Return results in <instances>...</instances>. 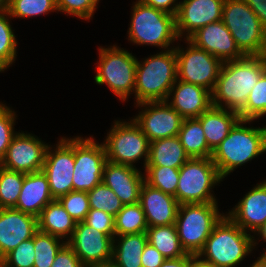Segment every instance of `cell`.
<instances>
[{
	"label": "cell",
	"instance_id": "obj_1",
	"mask_svg": "<svg viewBox=\"0 0 266 267\" xmlns=\"http://www.w3.org/2000/svg\"><path fill=\"white\" fill-rule=\"evenodd\" d=\"M266 71V55L244 56L241 59L223 62L214 90L212 106L240 112L261 75Z\"/></svg>",
	"mask_w": 266,
	"mask_h": 267
},
{
	"label": "cell",
	"instance_id": "obj_2",
	"mask_svg": "<svg viewBox=\"0 0 266 267\" xmlns=\"http://www.w3.org/2000/svg\"><path fill=\"white\" fill-rule=\"evenodd\" d=\"M251 120H239L228 136L212 152L211 160L223 179L237 166L252 160L266 151V127L247 128L242 124Z\"/></svg>",
	"mask_w": 266,
	"mask_h": 267
},
{
	"label": "cell",
	"instance_id": "obj_3",
	"mask_svg": "<svg viewBox=\"0 0 266 267\" xmlns=\"http://www.w3.org/2000/svg\"><path fill=\"white\" fill-rule=\"evenodd\" d=\"M174 83H177L175 48L151 56L142 64L137 61L134 89L137 103L168 101Z\"/></svg>",
	"mask_w": 266,
	"mask_h": 267
},
{
	"label": "cell",
	"instance_id": "obj_4",
	"mask_svg": "<svg viewBox=\"0 0 266 267\" xmlns=\"http://www.w3.org/2000/svg\"><path fill=\"white\" fill-rule=\"evenodd\" d=\"M228 216H223L213 227L211 235L198 253L215 267H233L243 260L254 246V239Z\"/></svg>",
	"mask_w": 266,
	"mask_h": 267
},
{
	"label": "cell",
	"instance_id": "obj_5",
	"mask_svg": "<svg viewBox=\"0 0 266 267\" xmlns=\"http://www.w3.org/2000/svg\"><path fill=\"white\" fill-rule=\"evenodd\" d=\"M222 21L244 56L266 55V28L244 0H224Z\"/></svg>",
	"mask_w": 266,
	"mask_h": 267
},
{
	"label": "cell",
	"instance_id": "obj_6",
	"mask_svg": "<svg viewBox=\"0 0 266 267\" xmlns=\"http://www.w3.org/2000/svg\"><path fill=\"white\" fill-rule=\"evenodd\" d=\"M217 208V202L179 205L175 227L187 254L198 255L204 247L213 227L224 216Z\"/></svg>",
	"mask_w": 266,
	"mask_h": 267
},
{
	"label": "cell",
	"instance_id": "obj_7",
	"mask_svg": "<svg viewBox=\"0 0 266 267\" xmlns=\"http://www.w3.org/2000/svg\"><path fill=\"white\" fill-rule=\"evenodd\" d=\"M128 32L133 43L162 48H167L178 38L175 15L147 6L140 0L134 5Z\"/></svg>",
	"mask_w": 266,
	"mask_h": 267
},
{
	"label": "cell",
	"instance_id": "obj_8",
	"mask_svg": "<svg viewBox=\"0 0 266 267\" xmlns=\"http://www.w3.org/2000/svg\"><path fill=\"white\" fill-rule=\"evenodd\" d=\"M221 179L211 158H190L179 169V182L174 197L179 205L216 202L210 189Z\"/></svg>",
	"mask_w": 266,
	"mask_h": 267
},
{
	"label": "cell",
	"instance_id": "obj_9",
	"mask_svg": "<svg viewBox=\"0 0 266 267\" xmlns=\"http://www.w3.org/2000/svg\"><path fill=\"white\" fill-rule=\"evenodd\" d=\"M100 64L94 77L97 84L106 83L120 99L124 100L135 89L137 59L128 51L115 46L100 48Z\"/></svg>",
	"mask_w": 266,
	"mask_h": 267
},
{
	"label": "cell",
	"instance_id": "obj_10",
	"mask_svg": "<svg viewBox=\"0 0 266 267\" xmlns=\"http://www.w3.org/2000/svg\"><path fill=\"white\" fill-rule=\"evenodd\" d=\"M132 121L131 124L116 121L107 136L106 143L103 144L106 158L114 164L133 166L132 163L144 155V167H146L150 142L139 125L134 120Z\"/></svg>",
	"mask_w": 266,
	"mask_h": 267
},
{
	"label": "cell",
	"instance_id": "obj_11",
	"mask_svg": "<svg viewBox=\"0 0 266 267\" xmlns=\"http://www.w3.org/2000/svg\"><path fill=\"white\" fill-rule=\"evenodd\" d=\"M187 41L190 47L185 52L179 47L175 48L177 79L201 86L212 93L223 62L207 51L196 47L189 40Z\"/></svg>",
	"mask_w": 266,
	"mask_h": 267
},
{
	"label": "cell",
	"instance_id": "obj_12",
	"mask_svg": "<svg viewBox=\"0 0 266 267\" xmlns=\"http://www.w3.org/2000/svg\"><path fill=\"white\" fill-rule=\"evenodd\" d=\"M73 191L92 190L102 183L103 169L107 162L105 147L91 138L74 139Z\"/></svg>",
	"mask_w": 266,
	"mask_h": 267
},
{
	"label": "cell",
	"instance_id": "obj_13",
	"mask_svg": "<svg viewBox=\"0 0 266 267\" xmlns=\"http://www.w3.org/2000/svg\"><path fill=\"white\" fill-rule=\"evenodd\" d=\"M46 151L42 172L47 176L49 189L54 200L73 191L74 139L62 138L55 153Z\"/></svg>",
	"mask_w": 266,
	"mask_h": 267
},
{
	"label": "cell",
	"instance_id": "obj_14",
	"mask_svg": "<svg viewBox=\"0 0 266 267\" xmlns=\"http://www.w3.org/2000/svg\"><path fill=\"white\" fill-rule=\"evenodd\" d=\"M66 243L74 250L81 263L88 266L111 261L115 240L83 221L77 222L72 236Z\"/></svg>",
	"mask_w": 266,
	"mask_h": 267
},
{
	"label": "cell",
	"instance_id": "obj_15",
	"mask_svg": "<svg viewBox=\"0 0 266 267\" xmlns=\"http://www.w3.org/2000/svg\"><path fill=\"white\" fill-rule=\"evenodd\" d=\"M48 145L25 133L16 134L0 166L23 173L42 171Z\"/></svg>",
	"mask_w": 266,
	"mask_h": 267
},
{
	"label": "cell",
	"instance_id": "obj_16",
	"mask_svg": "<svg viewBox=\"0 0 266 267\" xmlns=\"http://www.w3.org/2000/svg\"><path fill=\"white\" fill-rule=\"evenodd\" d=\"M138 105H150V109H145L133 119L149 142L178 136L184 118L167 101H148L138 103Z\"/></svg>",
	"mask_w": 266,
	"mask_h": 267
},
{
	"label": "cell",
	"instance_id": "obj_17",
	"mask_svg": "<svg viewBox=\"0 0 266 267\" xmlns=\"http://www.w3.org/2000/svg\"><path fill=\"white\" fill-rule=\"evenodd\" d=\"M224 0H184L175 16L178 38L187 30L188 40L201 27L222 20Z\"/></svg>",
	"mask_w": 266,
	"mask_h": 267
},
{
	"label": "cell",
	"instance_id": "obj_18",
	"mask_svg": "<svg viewBox=\"0 0 266 267\" xmlns=\"http://www.w3.org/2000/svg\"><path fill=\"white\" fill-rule=\"evenodd\" d=\"M37 231V217L15 208H0V259Z\"/></svg>",
	"mask_w": 266,
	"mask_h": 267
},
{
	"label": "cell",
	"instance_id": "obj_19",
	"mask_svg": "<svg viewBox=\"0 0 266 267\" xmlns=\"http://www.w3.org/2000/svg\"><path fill=\"white\" fill-rule=\"evenodd\" d=\"M188 40L222 62L244 57L222 20L201 27Z\"/></svg>",
	"mask_w": 266,
	"mask_h": 267
},
{
	"label": "cell",
	"instance_id": "obj_20",
	"mask_svg": "<svg viewBox=\"0 0 266 267\" xmlns=\"http://www.w3.org/2000/svg\"><path fill=\"white\" fill-rule=\"evenodd\" d=\"M144 177L133 166L107 161L103 169L102 183L114 191L124 205L140 201Z\"/></svg>",
	"mask_w": 266,
	"mask_h": 267
},
{
	"label": "cell",
	"instance_id": "obj_21",
	"mask_svg": "<svg viewBox=\"0 0 266 267\" xmlns=\"http://www.w3.org/2000/svg\"><path fill=\"white\" fill-rule=\"evenodd\" d=\"M139 203L144 211L148 227L175 224L179 203L174 196L144 181Z\"/></svg>",
	"mask_w": 266,
	"mask_h": 267
},
{
	"label": "cell",
	"instance_id": "obj_22",
	"mask_svg": "<svg viewBox=\"0 0 266 267\" xmlns=\"http://www.w3.org/2000/svg\"><path fill=\"white\" fill-rule=\"evenodd\" d=\"M175 84L170 90V95L174 90L175 92L169 105L184 119L198 118L212 106V94L209 90L181 80L176 87Z\"/></svg>",
	"mask_w": 266,
	"mask_h": 267
},
{
	"label": "cell",
	"instance_id": "obj_23",
	"mask_svg": "<svg viewBox=\"0 0 266 267\" xmlns=\"http://www.w3.org/2000/svg\"><path fill=\"white\" fill-rule=\"evenodd\" d=\"M228 217L245 232H256L266 221V181L247 193Z\"/></svg>",
	"mask_w": 266,
	"mask_h": 267
},
{
	"label": "cell",
	"instance_id": "obj_24",
	"mask_svg": "<svg viewBox=\"0 0 266 267\" xmlns=\"http://www.w3.org/2000/svg\"><path fill=\"white\" fill-rule=\"evenodd\" d=\"M54 201L47 176L42 172L27 173L15 209L38 217L44 207Z\"/></svg>",
	"mask_w": 266,
	"mask_h": 267
},
{
	"label": "cell",
	"instance_id": "obj_25",
	"mask_svg": "<svg viewBox=\"0 0 266 267\" xmlns=\"http://www.w3.org/2000/svg\"><path fill=\"white\" fill-rule=\"evenodd\" d=\"M209 148L214 151L240 120L238 112L211 106L198 117Z\"/></svg>",
	"mask_w": 266,
	"mask_h": 267
},
{
	"label": "cell",
	"instance_id": "obj_26",
	"mask_svg": "<svg viewBox=\"0 0 266 267\" xmlns=\"http://www.w3.org/2000/svg\"><path fill=\"white\" fill-rule=\"evenodd\" d=\"M190 157L179 137L162 138L149 144V158L146 166H161L180 169Z\"/></svg>",
	"mask_w": 266,
	"mask_h": 267
},
{
	"label": "cell",
	"instance_id": "obj_27",
	"mask_svg": "<svg viewBox=\"0 0 266 267\" xmlns=\"http://www.w3.org/2000/svg\"><path fill=\"white\" fill-rule=\"evenodd\" d=\"M38 230L64 238L71 235L76 228L77 221L74 220L64 209L58 200L48 203L37 217Z\"/></svg>",
	"mask_w": 266,
	"mask_h": 267
},
{
	"label": "cell",
	"instance_id": "obj_28",
	"mask_svg": "<svg viewBox=\"0 0 266 267\" xmlns=\"http://www.w3.org/2000/svg\"><path fill=\"white\" fill-rule=\"evenodd\" d=\"M119 237H121L119 245L113 244L111 261L118 267H142L141 256L148 242L146 232L120 235Z\"/></svg>",
	"mask_w": 266,
	"mask_h": 267
},
{
	"label": "cell",
	"instance_id": "obj_29",
	"mask_svg": "<svg viewBox=\"0 0 266 267\" xmlns=\"http://www.w3.org/2000/svg\"><path fill=\"white\" fill-rule=\"evenodd\" d=\"M179 140L190 158H211L209 148L200 120L198 118L184 119L178 132Z\"/></svg>",
	"mask_w": 266,
	"mask_h": 267
},
{
	"label": "cell",
	"instance_id": "obj_30",
	"mask_svg": "<svg viewBox=\"0 0 266 267\" xmlns=\"http://www.w3.org/2000/svg\"><path fill=\"white\" fill-rule=\"evenodd\" d=\"M148 243L154 246L166 259L186 256L180 243L175 224L148 227Z\"/></svg>",
	"mask_w": 266,
	"mask_h": 267
},
{
	"label": "cell",
	"instance_id": "obj_31",
	"mask_svg": "<svg viewBox=\"0 0 266 267\" xmlns=\"http://www.w3.org/2000/svg\"><path fill=\"white\" fill-rule=\"evenodd\" d=\"M114 222L117 236L146 232L148 228L140 203L123 205Z\"/></svg>",
	"mask_w": 266,
	"mask_h": 267
},
{
	"label": "cell",
	"instance_id": "obj_32",
	"mask_svg": "<svg viewBox=\"0 0 266 267\" xmlns=\"http://www.w3.org/2000/svg\"><path fill=\"white\" fill-rule=\"evenodd\" d=\"M26 173L0 166V208H15Z\"/></svg>",
	"mask_w": 266,
	"mask_h": 267
},
{
	"label": "cell",
	"instance_id": "obj_33",
	"mask_svg": "<svg viewBox=\"0 0 266 267\" xmlns=\"http://www.w3.org/2000/svg\"><path fill=\"white\" fill-rule=\"evenodd\" d=\"M59 240L60 238L39 230L34 234V267H51L56 254L66 244H59Z\"/></svg>",
	"mask_w": 266,
	"mask_h": 267
},
{
	"label": "cell",
	"instance_id": "obj_34",
	"mask_svg": "<svg viewBox=\"0 0 266 267\" xmlns=\"http://www.w3.org/2000/svg\"><path fill=\"white\" fill-rule=\"evenodd\" d=\"M145 169L147 174L144 180L147 184L164 193L172 196L176 195L179 182V169L161 166H146Z\"/></svg>",
	"mask_w": 266,
	"mask_h": 267
},
{
	"label": "cell",
	"instance_id": "obj_35",
	"mask_svg": "<svg viewBox=\"0 0 266 267\" xmlns=\"http://www.w3.org/2000/svg\"><path fill=\"white\" fill-rule=\"evenodd\" d=\"M266 114V71L252 88L245 107L239 112L241 120H251Z\"/></svg>",
	"mask_w": 266,
	"mask_h": 267
},
{
	"label": "cell",
	"instance_id": "obj_36",
	"mask_svg": "<svg viewBox=\"0 0 266 267\" xmlns=\"http://www.w3.org/2000/svg\"><path fill=\"white\" fill-rule=\"evenodd\" d=\"M90 208L102 210L112 216H116L123 208V203L112 189L104 183L96 185L87 192Z\"/></svg>",
	"mask_w": 266,
	"mask_h": 267
},
{
	"label": "cell",
	"instance_id": "obj_37",
	"mask_svg": "<svg viewBox=\"0 0 266 267\" xmlns=\"http://www.w3.org/2000/svg\"><path fill=\"white\" fill-rule=\"evenodd\" d=\"M57 10L56 0H9L8 14L13 17H32Z\"/></svg>",
	"mask_w": 266,
	"mask_h": 267
},
{
	"label": "cell",
	"instance_id": "obj_38",
	"mask_svg": "<svg viewBox=\"0 0 266 267\" xmlns=\"http://www.w3.org/2000/svg\"><path fill=\"white\" fill-rule=\"evenodd\" d=\"M8 11H0V67L5 70L15 59L16 40L8 22ZM6 16V17H5Z\"/></svg>",
	"mask_w": 266,
	"mask_h": 267
},
{
	"label": "cell",
	"instance_id": "obj_39",
	"mask_svg": "<svg viewBox=\"0 0 266 267\" xmlns=\"http://www.w3.org/2000/svg\"><path fill=\"white\" fill-rule=\"evenodd\" d=\"M58 201L77 222H83L90 210L88 195L85 191H71L60 197Z\"/></svg>",
	"mask_w": 266,
	"mask_h": 267
},
{
	"label": "cell",
	"instance_id": "obj_40",
	"mask_svg": "<svg viewBox=\"0 0 266 267\" xmlns=\"http://www.w3.org/2000/svg\"><path fill=\"white\" fill-rule=\"evenodd\" d=\"M35 250L33 238L22 241L2 260V267H34Z\"/></svg>",
	"mask_w": 266,
	"mask_h": 267
},
{
	"label": "cell",
	"instance_id": "obj_41",
	"mask_svg": "<svg viewBox=\"0 0 266 267\" xmlns=\"http://www.w3.org/2000/svg\"><path fill=\"white\" fill-rule=\"evenodd\" d=\"M15 113L8 107L0 104V162L4 158L9 145L15 134L13 133V124Z\"/></svg>",
	"mask_w": 266,
	"mask_h": 267
},
{
	"label": "cell",
	"instance_id": "obj_42",
	"mask_svg": "<svg viewBox=\"0 0 266 267\" xmlns=\"http://www.w3.org/2000/svg\"><path fill=\"white\" fill-rule=\"evenodd\" d=\"M96 4L92 0H56L58 11L73 14L78 18L89 19L95 11Z\"/></svg>",
	"mask_w": 266,
	"mask_h": 267
},
{
	"label": "cell",
	"instance_id": "obj_43",
	"mask_svg": "<svg viewBox=\"0 0 266 267\" xmlns=\"http://www.w3.org/2000/svg\"><path fill=\"white\" fill-rule=\"evenodd\" d=\"M84 222L98 231L115 238L114 216L107 212L90 208Z\"/></svg>",
	"mask_w": 266,
	"mask_h": 267
},
{
	"label": "cell",
	"instance_id": "obj_44",
	"mask_svg": "<svg viewBox=\"0 0 266 267\" xmlns=\"http://www.w3.org/2000/svg\"><path fill=\"white\" fill-rule=\"evenodd\" d=\"M51 267H85L74 250L66 243L56 254Z\"/></svg>",
	"mask_w": 266,
	"mask_h": 267
},
{
	"label": "cell",
	"instance_id": "obj_45",
	"mask_svg": "<svg viewBox=\"0 0 266 267\" xmlns=\"http://www.w3.org/2000/svg\"><path fill=\"white\" fill-rule=\"evenodd\" d=\"M165 260L166 258L147 242L141 256L142 267H160Z\"/></svg>",
	"mask_w": 266,
	"mask_h": 267
},
{
	"label": "cell",
	"instance_id": "obj_46",
	"mask_svg": "<svg viewBox=\"0 0 266 267\" xmlns=\"http://www.w3.org/2000/svg\"><path fill=\"white\" fill-rule=\"evenodd\" d=\"M143 4L154 7L155 9L162 10L166 13L175 15L177 14L179 4H175V6L170 7L172 3H174L176 0H140Z\"/></svg>",
	"mask_w": 266,
	"mask_h": 267
},
{
	"label": "cell",
	"instance_id": "obj_47",
	"mask_svg": "<svg viewBox=\"0 0 266 267\" xmlns=\"http://www.w3.org/2000/svg\"><path fill=\"white\" fill-rule=\"evenodd\" d=\"M266 28V0H244Z\"/></svg>",
	"mask_w": 266,
	"mask_h": 267
},
{
	"label": "cell",
	"instance_id": "obj_48",
	"mask_svg": "<svg viewBox=\"0 0 266 267\" xmlns=\"http://www.w3.org/2000/svg\"><path fill=\"white\" fill-rule=\"evenodd\" d=\"M160 267H189V254L175 259H166Z\"/></svg>",
	"mask_w": 266,
	"mask_h": 267
},
{
	"label": "cell",
	"instance_id": "obj_49",
	"mask_svg": "<svg viewBox=\"0 0 266 267\" xmlns=\"http://www.w3.org/2000/svg\"><path fill=\"white\" fill-rule=\"evenodd\" d=\"M189 267H215V266L209 262L201 260V258L198 255L189 254Z\"/></svg>",
	"mask_w": 266,
	"mask_h": 267
},
{
	"label": "cell",
	"instance_id": "obj_50",
	"mask_svg": "<svg viewBox=\"0 0 266 267\" xmlns=\"http://www.w3.org/2000/svg\"><path fill=\"white\" fill-rule=\"evenodd\" d=\"M85 267H118L115 265L112 261L104 262V263H96V264H91Z\"/></svg>",
	"mask_w": 266,
	"mask_h": 267
},
{
	"label": "cell",
	"instance_id": "obj_51",
	"mask_svg": "<svg viewBox=\"0 0 266 267\" xmlns=\"http://www.w3.org/2000/svg\"><path fill=\"white\" fill-rule=\"evenodd\" d=\"M261 237L266 241V221L256 230Z\"/></svg>",
	"mask_w": 266,
	"mask_h": 267
},
{
	"label": "cell",
	"instance_id": "obj_52",
	"mask_svg": "<svg viewBox=\"0 0 266 267\" xmlns=\"http://www.w3.org/2000/svg\"><path fill=\"white\" fill-rule=\"evenodd\" d=\"M251 267H266V260L261 256Z\"/></svg>",
	"mask_w": 266,
	"mask_h": 267
},
{
	"label": "cell",
	"instance_id": "obj_53",
	"mask_svg": "<svg viewBox=\"0 0 266 267\" xmlns=\"http://www.w3.org/2000/svg\"><path fill=\"white\" fill-rule=\"evenodd\" d=\"M9 0H0V11H5L8 8Z\"/></svg>",
	"mask_w": 266,
	"mask_h": 267
},
{
	"label": "cell",
	"instance_id": "obj_54",
	"mask_svg": "<svg viewBox=\"0 0 266 267\" xmlns=\"http://www.w3.org/2000/svg\"><path fill=\"white\" fill-rule=\"evenodd\" d=\"M262 257L266 260V252L263 253Z\"/></svg>",
	"mask_w": 266,
	"mask_h": 267
},
{
	"label": "cell",
	"instance_id": "obj_55",
	"mask_svg": "<svg viewBox=\"0 0 266 267\" xmlns=\"http://www.w3.org/2000/svg\"><path fill=\"white\" fill-rule=\"evenodd\" d=\"M92 1L97 5L99 0H92Z\"/></svg>",
	"mask_w": 266,
	"mask_h": 267
}]
</instances>
